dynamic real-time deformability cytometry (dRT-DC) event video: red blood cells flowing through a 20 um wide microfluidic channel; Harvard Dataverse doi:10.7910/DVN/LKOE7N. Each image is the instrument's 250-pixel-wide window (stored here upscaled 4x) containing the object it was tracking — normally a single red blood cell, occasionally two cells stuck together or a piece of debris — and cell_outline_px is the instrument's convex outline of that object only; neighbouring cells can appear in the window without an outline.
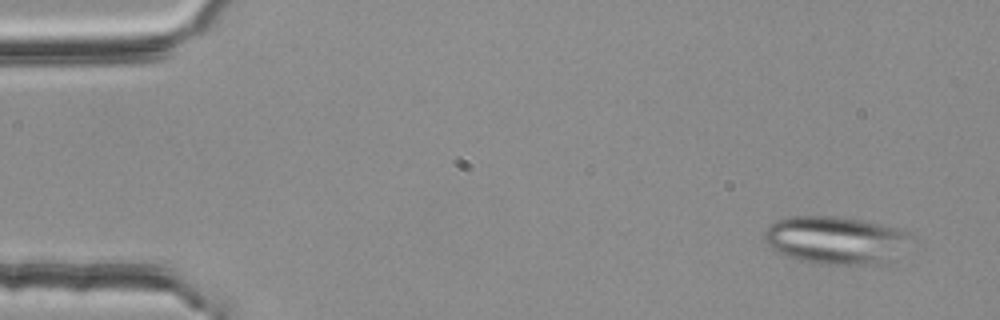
{"species": "common noctule bat (a hibernating species)", "species_latin": "Nyctalus noctula", "temperature_condition": "room temperature", "stored_images_in_passage": 50, "segment_of_instrument_passage": [1, 2], "camera_frame_rate_fps": 3000, "um_per_image_px": 0.085, "animal": {"sex": "female", "body_mass_g": 25.1}, "frame": {"image": 1, "passage_image": 1, "time_ms": 0.0, "image_size_px": [1000, 320], "cell_outline_px": [[908, 236], [884, 264], [820, 264], [800, 260], [780, 252], [772, 248], [764, 240], [764, 232], [768, 224], [776, 220], [788, 216], [840, 216], [860, 220], [896, 228], [904, 232]], "centroid_in_image_um": [70.86, 20.38], "position_along_channel_um": 14.1, "area_um2": 39.54}}